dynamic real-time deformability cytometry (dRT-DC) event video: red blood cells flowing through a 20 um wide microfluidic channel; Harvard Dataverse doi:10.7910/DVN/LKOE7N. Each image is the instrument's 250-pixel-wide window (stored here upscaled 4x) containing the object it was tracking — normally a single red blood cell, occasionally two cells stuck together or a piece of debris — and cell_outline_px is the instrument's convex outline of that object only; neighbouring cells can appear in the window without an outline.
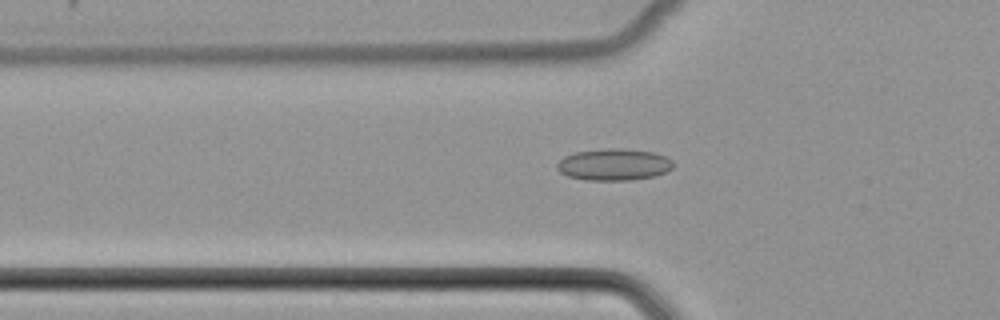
{"species": "common noctule bat (a hibernating species)", "species_latin": "Nyctalus noctula", "temperature_condition": "cold", "stored_images_in_passage": 51, "camera_frame_rate_fps": 3000, "um_per_image_px": 0.085, "animal": {"sex": "female", "body_mass_g": 22.7, "forearm_length_mm": 54.2}, "frame": {"image": 1, "passage_image": 18, "time_ms": 5.667, "image_size_px": [1000, 320], "cell_outline_px": [[672, 168], [668, 172], [656, 176], [632, 180], [588, 180], [568, 176], [560, 172], [556, 168], [556, 164], [564, 156], [576, 152], [608, 148], [620, 148], [656, 152], [672, 160]], "centroid_in_image_um": [52.2, 13.99], "position_along_channel_um": 73.6, "area_um2": 21.62}}
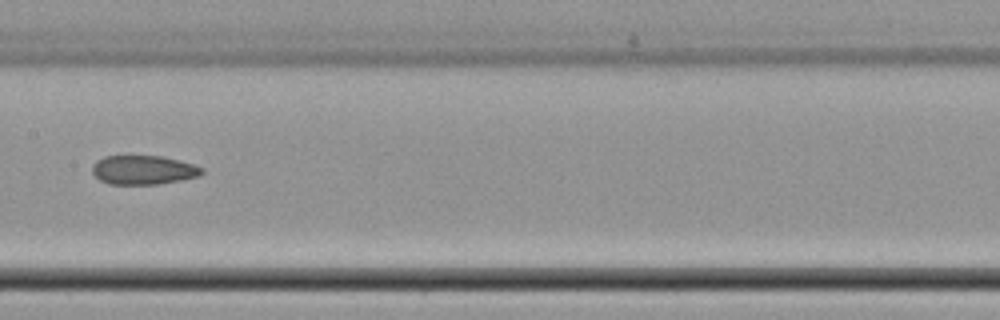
{"frame": {"image": 2, "passage_image": 27, "time_ms": 8.667, "image_size_px": [1000, 320], "cell_outline_px": [[204, 172], [200, 176], [160, 184], [108, 184], [100, 180], [92, 172], [92, 164], [96, 160], [104, 156], [160, 156], [180, 160], [204, 168]], "centroid_in_image_um": [12.18, 14.44], "position_along_channel_um": 195.2, "area_um2": 18.67}}
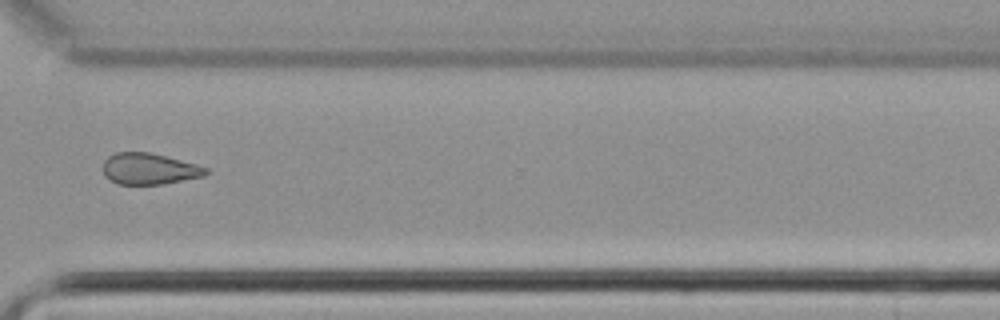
{"frame": {"image": 3, "passage_image": 39, "time_ms": 12.667, "image_size_px": [1000, 320], "cell_outline_px": [[208, 172], [204, 176], [160, 184], [116, 184], [108, 180], [104, 176], [104, 160], [108, 156], [116, 152], [148, 152], [196, 164], [208, 168]], "centroid_in_image_um": [12.64, 14.35], "position_along_channel_um": 358.0, "area_um2": 18.61}}